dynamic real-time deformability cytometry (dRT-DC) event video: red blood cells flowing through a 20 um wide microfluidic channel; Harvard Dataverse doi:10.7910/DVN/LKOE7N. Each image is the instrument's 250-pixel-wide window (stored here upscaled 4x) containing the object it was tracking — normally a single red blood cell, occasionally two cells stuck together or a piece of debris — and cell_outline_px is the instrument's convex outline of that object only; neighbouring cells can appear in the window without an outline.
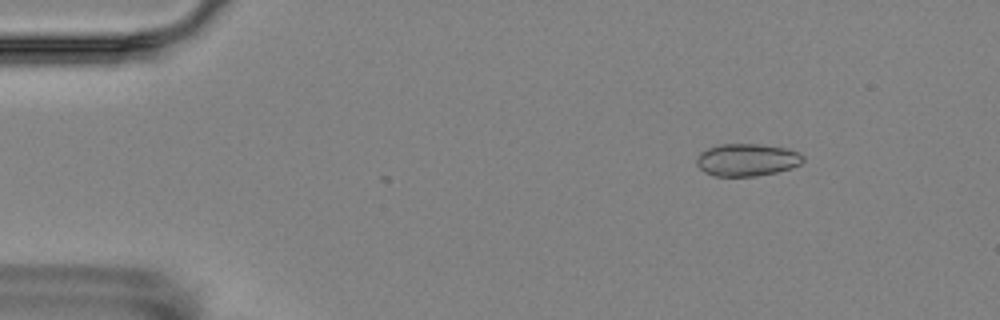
{"species": "Egyptian fruit bat (a non-hibernating species)", "species_latin": "Rousettus aegyptiacus", "temperature_condition": "room temperature", "stored_images_in_passage": 6, "camera_frame_rate_fps": 3000, "um_per_image_px": 0.085, "animal": {"sex": "female"}, "frame": {"image": 1, "passage_image": 3, "time_ms": 2.333, "image_size_px": [1000, 320], "cell_outline_px": [[804, 160], [800, 164], [792, 168], [776, 172], [756, 176], [716, 176], [704, 172], [696, 164], [696, 160], [700, 152], [708, 148], [720, 144], [760, 144], [784, 148], [800, 152], [804, 156]], "centroid_in_image_um": [63.5, 13.59], "position_along_channel_um": 21.5, "area_um2": 20.17}}